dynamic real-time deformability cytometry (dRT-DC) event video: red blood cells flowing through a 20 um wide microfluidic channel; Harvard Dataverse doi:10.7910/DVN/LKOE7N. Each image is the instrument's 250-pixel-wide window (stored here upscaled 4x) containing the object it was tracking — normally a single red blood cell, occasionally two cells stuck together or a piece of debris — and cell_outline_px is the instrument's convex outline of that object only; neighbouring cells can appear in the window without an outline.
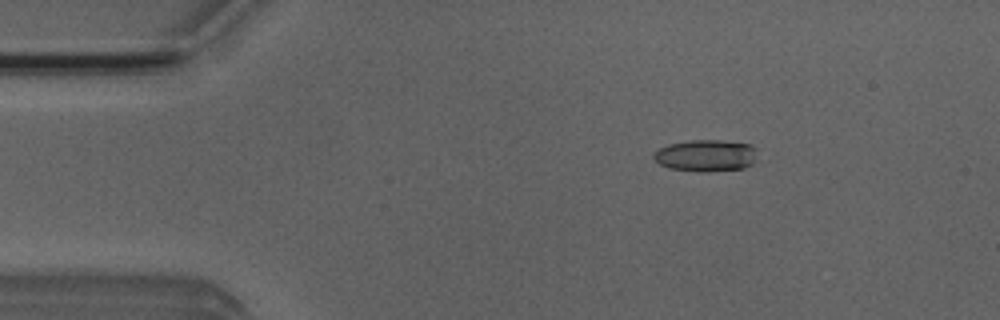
{"species": "Egyptian fruit bat (a non-hibernating species)", "species_latin": "Rousettus aegyptiacus", "temperature_condition": "room temperature", "stored_images_in_passage": 5, "camera_frame_rate_fps": 3000, "um_per_image_px": 0.085, "animal": {"sex": "male"}, "frame": {"image": 1, "passage_image": 3, "time_ms": 2.333, "image_size_px": [1000, 320], "cell_outline_px": [[756, 160], [752, 164], [744, 168], [708, 172], [700, 172], [668, 168], [660, 164], [652, 156], [660, 148], [668, 144], [692, 140], [720, 140], [752, 144], [756, 148]], "centroid_in_image_um": [60.04, 13.23], "position_along_channel_um": 25.0, "area_um2": 19.36}}